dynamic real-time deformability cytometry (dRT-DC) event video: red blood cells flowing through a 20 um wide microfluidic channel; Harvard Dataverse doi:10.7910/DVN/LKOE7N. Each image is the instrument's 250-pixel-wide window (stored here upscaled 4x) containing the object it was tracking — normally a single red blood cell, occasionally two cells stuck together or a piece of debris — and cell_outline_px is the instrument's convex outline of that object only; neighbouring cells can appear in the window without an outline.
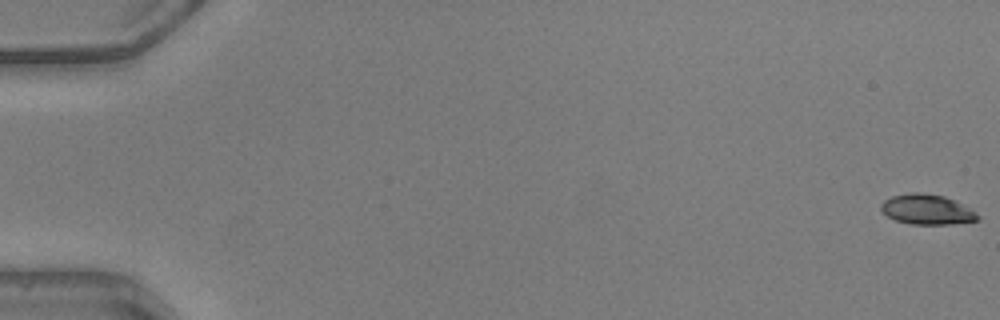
{"species": "common noctule bat (a hibernating species)", "species_latin": "Nyctalus noctula", "temperature_condition": "warm", "stored_images_in_passage": 12, "camera_frame_rate_fps": 3000, "um_per_image_px": 0.085, "animal": {"sex": "male", "body_mass_g": 20.5, "forearm_length_mm": 52.5}, "frame": {"image": 1, "passage_image": 1, "time_ms": 0.0, "image_size_px": [1000, 320], "cell_outline_px": [[980, 220], [952, 224], [908, 224], [896, 220], [888, 216], [880, 208], [880, 204], [884, 200], [892, 196], [912, 192], [920, 192], [944, 196], [968, 208], [980, 216]], "centroid_in_image_um": [78.76, 17.81], "position_along_channel_um": 6.2, "area_um2": 16.76}}